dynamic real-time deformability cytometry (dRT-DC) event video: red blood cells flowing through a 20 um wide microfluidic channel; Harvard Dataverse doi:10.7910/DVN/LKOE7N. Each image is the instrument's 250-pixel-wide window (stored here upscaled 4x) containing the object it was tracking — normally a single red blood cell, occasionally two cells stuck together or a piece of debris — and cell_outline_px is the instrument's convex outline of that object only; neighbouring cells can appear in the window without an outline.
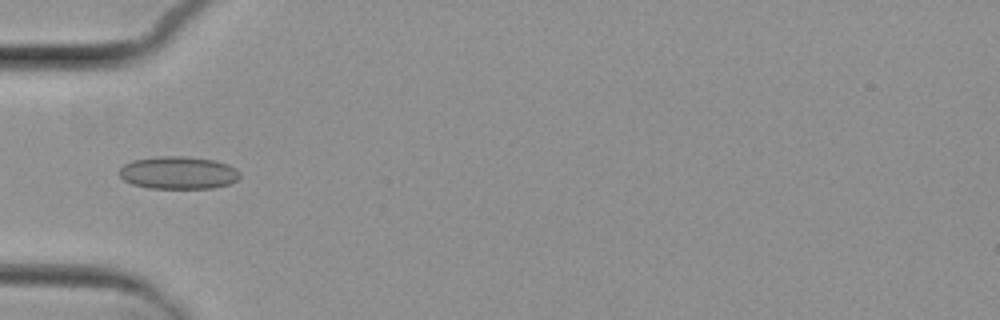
{"species": "common noctule bat (a hibernating species)", "species_latin": "Nyctalus noctula", "temperature_condition": "cold", "stored_images_in_passage": 6, "camera_frame_rate_fps": 3000, "um_per_image_px": 0.085, "animal": {"sex": "female", "body_mass_g": 29.2, "forearm_length_mm": 56.3}, "frame": {"image": 1, "passage_image": 6, "time_ms": 5.667, "image_size_px": [1000, 320], "cell_outline_px": [[240, 176], [236, 180], [228, 184], [212, 188], [148, 188], [132, 184], [124, 180], [120, 176], [120, 168], [124, 164], [132, 160], [156, 156], [184, 156], [216, 160], [228, 164], [236, 168], [240, 172]], "centroid_in_image_um": [15.16, 14.67], "position_along_channel_um": 69.8, "area_um2": 23.06}}